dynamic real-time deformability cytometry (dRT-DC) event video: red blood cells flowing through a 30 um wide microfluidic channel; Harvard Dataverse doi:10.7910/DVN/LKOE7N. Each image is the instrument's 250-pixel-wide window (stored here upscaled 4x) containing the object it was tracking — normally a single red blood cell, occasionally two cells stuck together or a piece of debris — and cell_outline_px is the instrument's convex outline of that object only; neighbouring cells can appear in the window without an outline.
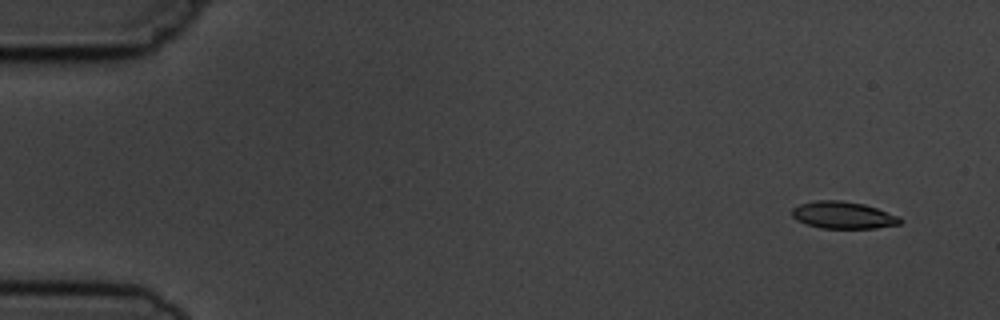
{"species": "common noctule bat (a hibernating species)", "species_latin": "Nyctalus noctula", "temperature_condition": "cold", "stored_images_in_passage": 6, "segment_of_instrument_passage": [1, 2], "camera_frame_rate_fps": 3000, "um_per_image_px": 0.085, "animal": {"sex": "male", "body_mass_g": 19.5, "forearm_length_mm": 54.6}, "frame": {"image": 1, "passage_image": 1, "time_ms": 0.0, "image_size_px": [1000, 320], "cell_outline_px": [[904, 220], [900, 224], [876, 228], [820, 228], [796, 220], [792, 216], [792, 208], [800, 204], [816, 200], [840, 200], [864, 204], [900, 216]], "centroid_in_image_um": [71.69, 18.28], "position_along_channel_um": 13.3, "area_um2": 17.11}}